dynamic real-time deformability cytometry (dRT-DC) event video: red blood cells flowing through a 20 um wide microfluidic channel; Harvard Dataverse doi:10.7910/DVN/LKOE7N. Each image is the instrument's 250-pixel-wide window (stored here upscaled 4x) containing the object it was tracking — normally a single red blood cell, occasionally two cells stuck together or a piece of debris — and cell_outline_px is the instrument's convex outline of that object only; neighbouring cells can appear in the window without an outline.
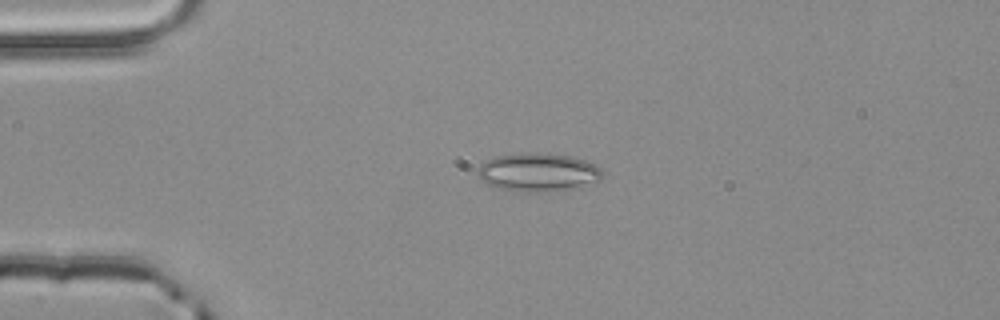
{"species": "common noctule bat (a hibernating species)", "species_latin": "Nyctalus noctula", "temperature_condition": "room temperature", "stored_images_in_passage": 37, "camera_frame_rate_fps": 3000, "um_per_image_px": 0.085, "animal": {"sex": "male", "body_mass_g": 20.4}, "frame": {"image": 1, "passage_image": 4, "time_ms": 1.0, "image_size_px": [1000, 320], "cell_outline_px": [[604, 176], [596, 184], [580, 188], [536, 192], [524, 192], [496, 188], [480, 180], [476, 172], [480, 164], [496, 156], [532, 152], [540, 152], [572, 156], [588, 160], [600, 168], [604, 172]], "centroid_in_image_um": [45.8, 14.65], "position_along_channel_um": 39.2, "area_um2": 28.55}}
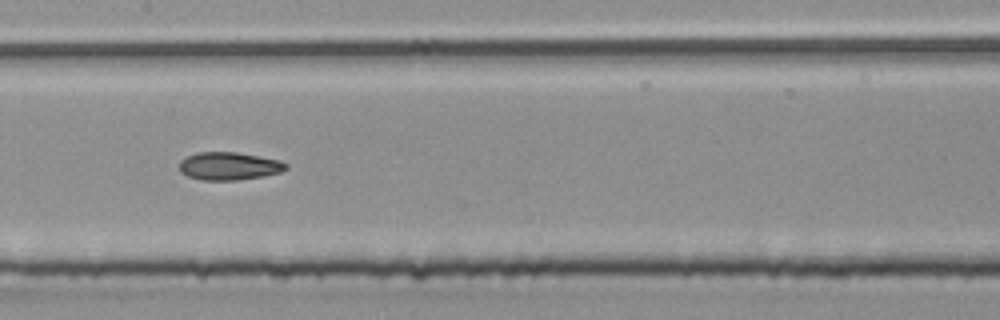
{"frame": {"image": 2, "passage_image": 18, "time_ms": 5.667, "image_size_px": [1000, 320], "cell_outline_px": [[288, 168], [280, 172], [264, 176], [240, 180], [200, 180], [188, 176], [180, 172], [180, 160], [184, 156], [196, 152], [236, 152], [260, 156], [280, 160], [288, 164]], "centroid_in_image_um": [19.46, 14.11], "position_along_channel_um": 187.9, "area_um2": 17.57}}
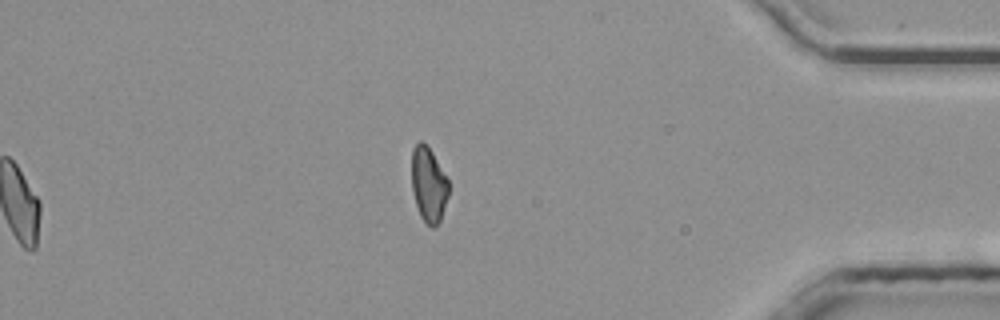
{"frame": {"image": 3, "passage_image": 37, "time_ms": 12.0, "image_size_px": [1000, 320], "cell_outline_px": [[448, 196], [440, 220], [432, 228], [420, 216], [412, 192], [412, 148], [420, 140], [432, 152], [448, 180]], "centroid_in_image_um": [36.42, 15.69], "position_along_channel_um": 398.8, "area_um2": 15.84}, "authors_computed_cell_mechanics": {"area_um2": 17.3978, "velocity_mm_per_s": 3.9251, "shape_relaxation_time_tau1_ms": null, "shape_relaxation_time_tau2_ms": 1.7871, "deformation_change_tau1": null, "deformation_change_tau2": 0.0769}}